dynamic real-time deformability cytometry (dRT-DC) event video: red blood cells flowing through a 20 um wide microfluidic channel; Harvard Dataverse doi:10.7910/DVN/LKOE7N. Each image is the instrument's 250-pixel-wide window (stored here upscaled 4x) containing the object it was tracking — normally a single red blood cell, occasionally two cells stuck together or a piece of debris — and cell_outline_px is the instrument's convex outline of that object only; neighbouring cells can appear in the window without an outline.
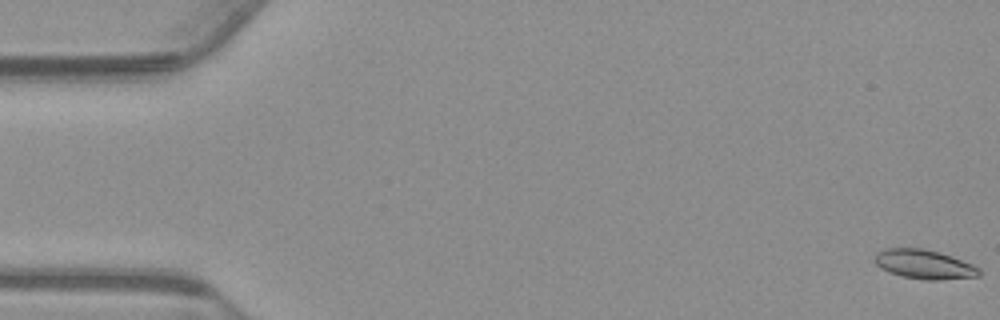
{"species": "common noctule bat (a hibernating species)", "species_latin": "Nyctalus noctula", "temperature_condition": "warm", "stored_images_in_passage": 56, "camera_frame_rate_fps": 3000, "um_per_image_px": 0.085, "animal": {"sex": "male", "body_mass_g": 23.1, "forearm_length_mm": 52.7}, "frame": {"image": 1, "passage_image": 1, "time_ms": 0.0, "image_size_px": [1000, 320], "cell_outline_px": [[980, 276], [940, 280], [924, 280], [900, 276], [888, 272], [880, 268], [876, 264], [876, 252], [884, 248], [920, 248], [940, 252], [952, 256], [972, 264], [980, 268]], "centroid_in_image_um": [78.56, 22.47], "position_along_channel_um": 6.4, "area_um2": 17.92}}
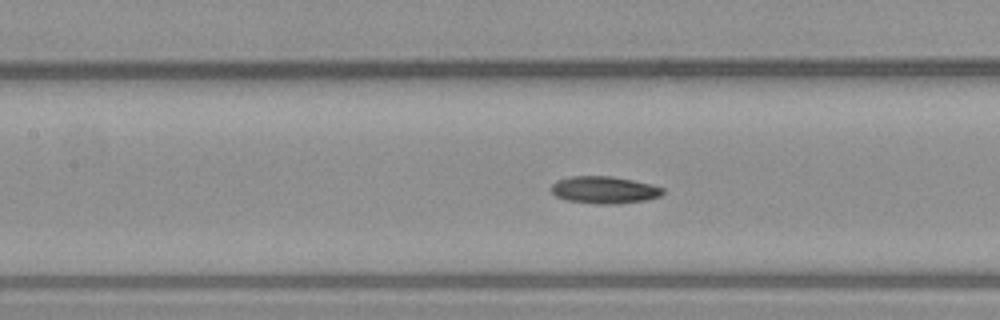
{"frame": {"image": 2, "passage_image": 25, "time_ms": 8.0, "image_size_px": [1000, 320], "cell_outline_px": [[664, 192], [660, 196], [644, 200], [620, 204], [596, 204], [568, 200], [556, 196], [548, 188], [556, 180], [572, 176], [612, 176], [652, 184], [664, 188]], "centroid_in_image_um": [51.35, 16.14], "position_along_channel_um": 156.1, "area_um2": 17.8}}
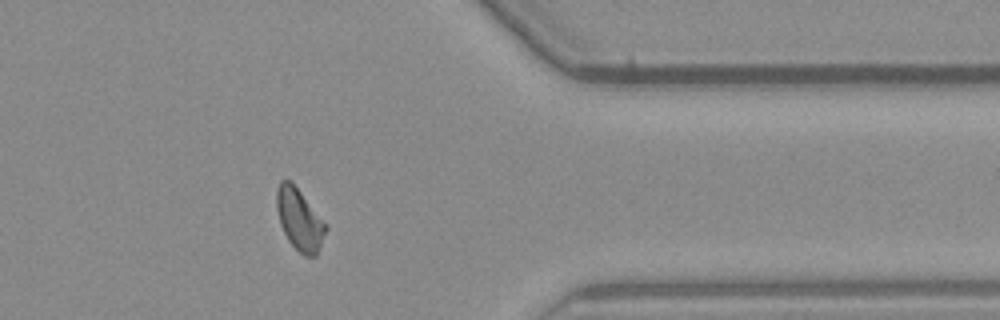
{"frame": {"image": 3, "passage_image": 45, "time_ms": 14.667, "image_size_px": [1000, 320], "cell_outline_px": [[328, 228], [316, 256], [304, 256], [288, 240], [280, 224], [276, 208], [276, 188], [280, 180], [288, 180], [300, 192]], "centroid_in_image_um": [25.43, 18.68], "position_along_channel_um": 386.0, "area_um2": 17.17}, "authors_computed_cell_mechanics": {"area_um2": 17.3978, "velocity_mm_per_s": 3.7321, "shape_relaxation_time_tau1_ms": 5.1726, "shape_relaxation_time_tau2_ms": 8.9613, "deformation_change_tau1": 0.1232, "deformation_change_tau2": 0.1388}}